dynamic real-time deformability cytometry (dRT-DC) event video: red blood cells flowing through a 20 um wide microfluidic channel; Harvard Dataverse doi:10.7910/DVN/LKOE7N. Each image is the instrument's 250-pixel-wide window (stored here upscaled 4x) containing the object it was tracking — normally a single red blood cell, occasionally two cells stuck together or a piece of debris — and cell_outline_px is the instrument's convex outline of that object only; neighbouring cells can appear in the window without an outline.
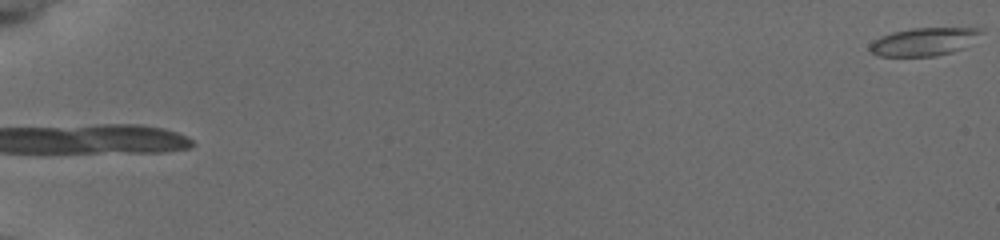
{"species": "common noctule bat (a hibernating species)", "species_latin": "Nyctalus noctula", "temperature_condition": "cold", "stored_images_in_passage": 58, "camera_frame_rate_fps": 3000, "um_per_image_px": 0.085, "animal": {"sex": "female", "body_mass_g": 19.5, "forearm_length_mm": 54.1}, "frame": {"image": 1, "passage_image": 1, "time_ms": 0.0, "image_size_px": [1000, 240], "cell_outline_px": [[984, 32], [960, 48], [952, 52], [936, 56], [876, 56], [868, 52], [868, 44], [880, 36], [892, 32], [912, 28], [984, 28]], "centroid_in_image_um": [78.44, 3.54], "position_along_channel_um": 6.6, "area_um2": 18.15}}
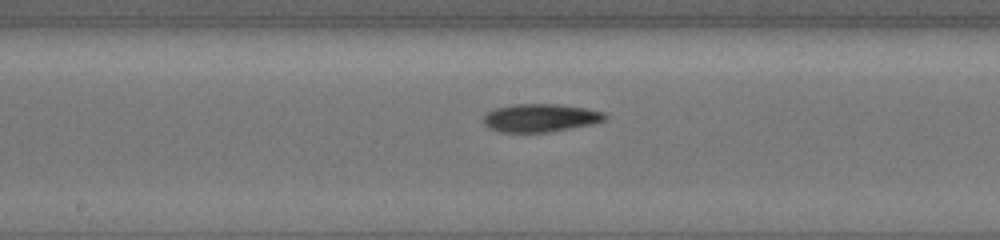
{"frame": {"image": 2, "passage_image": 34, "time_ms": 11.0, "image_size_px": [1000, 240], "cell_outline_px": [[608, 116], [604, 120], [592, 124], [548, 132], [500, 132], [488, 128], [484, 124], [484, 116], [488, 112], [496, 108], [516, 104], [556, 104], [588, 108], [604, 112]], "centroid_in_image_um": [45.95, 10.02], "position_along_channel_um": 202.3, "area_um2": 19.83}}
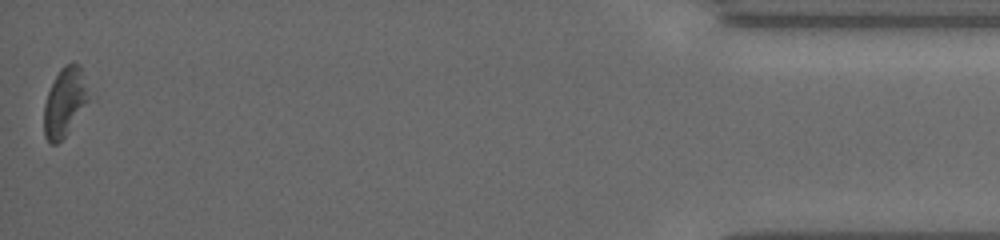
{"frame": {"image": 3, "passage_image": 58, "time_ms": 19.0, "image_size_px": [1000, 240], "cell_outline_px": [[88, 100], [68, 132], [56, 144], [52, 144], [44, 136], [44, 104], [48, 92], [60, 68], [64, 64], [80, 64]], "centroid_in_image_um": [5.45, 8.69], "position_along_channel_um": 429.7, "area_um2": 17.17}, "authors_computed_cell_mechanics": {"area_um2": 18.785, "velocity_mm_per_s": 3.7729, "shape_relaxation_time_tau1_ms": 5.3024, "shape_relaxation_time_tau2_ms": null, "deformation_change_tau1": 0.1434, "deformation_change_tau2": null}}